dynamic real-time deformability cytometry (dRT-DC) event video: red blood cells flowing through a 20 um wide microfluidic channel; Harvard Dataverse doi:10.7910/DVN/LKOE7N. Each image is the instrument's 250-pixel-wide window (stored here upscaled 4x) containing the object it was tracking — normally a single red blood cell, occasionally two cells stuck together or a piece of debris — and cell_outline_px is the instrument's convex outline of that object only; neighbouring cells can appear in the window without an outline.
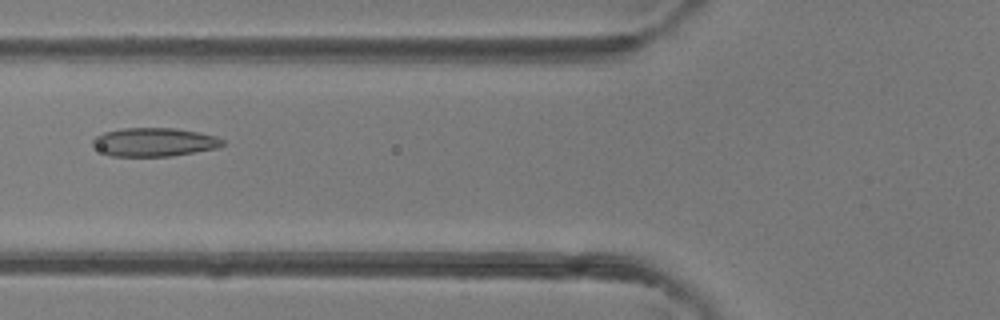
{"species": "common noctule bat (a hibernating species)", "species_latin": "Nyctalus noctula", "temperature_condition": "room temperature", "stored_images_in_passage": 5, "camera_frame_rate_fps": 3000, "um_per_image_px": 0.085, "animal": {"sex": "female"}, "frame": {"image": 1, "passage_image": 5, "time_ms": 4.333, "image_size_px": [1000, 320], "cell_outline_px": [[224, 144], [216, 148], [172, 156], [112, 156], [96, 148], [92, 144], [92, 140], [96, 136], [104, 132], [124, 128], [176, 128], [216, 136], [224, 140]], "centroid_in_image_um": [13.11, 12.07], "position_along_channel_um": 112.7, "area_um2": 21.44}}